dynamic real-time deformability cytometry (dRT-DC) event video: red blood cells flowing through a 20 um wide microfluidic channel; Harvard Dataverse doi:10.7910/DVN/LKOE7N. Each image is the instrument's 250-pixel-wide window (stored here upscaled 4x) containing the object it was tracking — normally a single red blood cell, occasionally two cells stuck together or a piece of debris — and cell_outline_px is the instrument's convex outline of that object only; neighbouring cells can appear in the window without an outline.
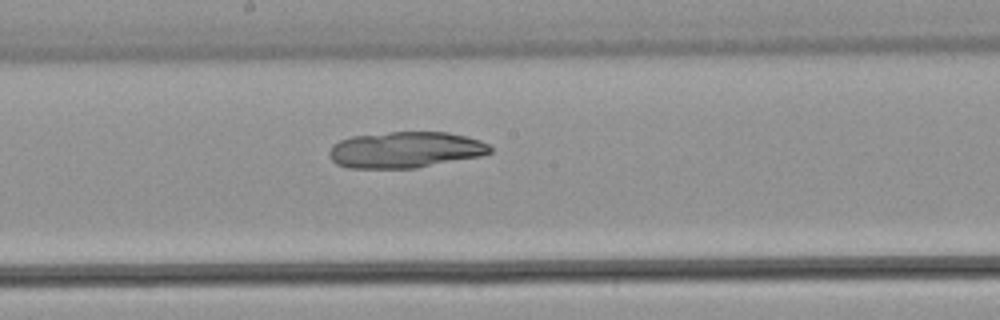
{"species": "common noctule bat (a hibernating species)", "species_latin": "Nyctalus noctula", "temperature_condition": "warm", "stored_images_in_passage": 37, "camera_frame_rate_fps": 3000, "um_per_image_px": 0.085, "animal": {"sex": "male", "body_mass_g": 21.5, "forearm_length_mm": 52.0}, "frame": {"image": 1, "passage_image": 19, "time_ms": 6.0, "image_size_px": [1000, 320], "cell_outline_px": [[492, 152], [480, 156], [416, 168], [348, 168], [336, 164], [328, 156], [328, 152], [332, 144], [340, 140], [352, 136], [392, 132], [448, 132], [480, 140], [488, 144], [492, 148]], "centroid_in_image_um": [34.43, 12.74], "position_along_channel_um": 213.8, "area_um2": 33.99}}
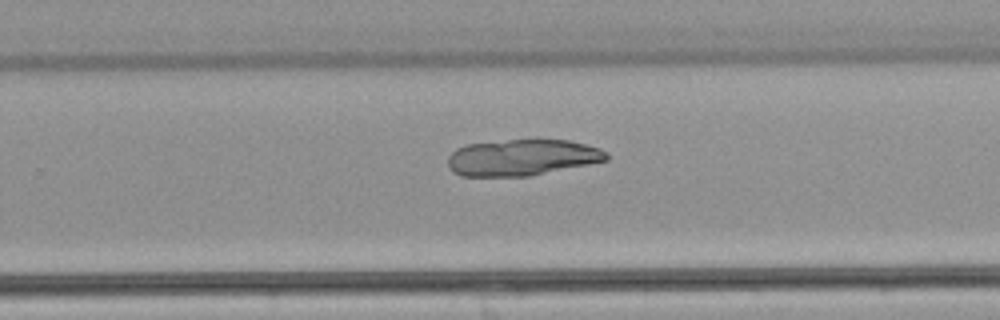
{"frame": {"image": 2, "passage_image": 23, "time_ms": 7.333, "image_size_px": [1000, 320], "cell_outline_px": [[608, 160], [528, 176], [460, 176], [452, 172], [448, 168], [448, 156], [456, 148], [468, 144], [508, 140], [568, 140], [600, 148], [608, 152]], "centroid_in_image_um": [44.34, 13.39], "position_along_channel_um": 285.5, "area_um2": 33.41}}
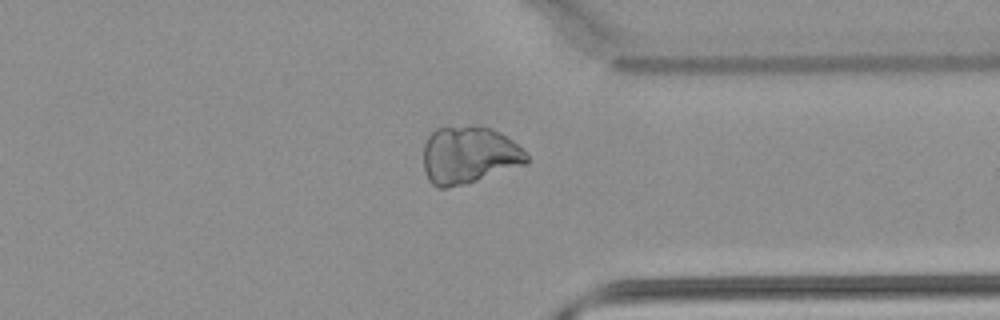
{"frame": {"image": 3, "passage_image": 28, "time_ms": 9.0, "image_size_px": [1000, 320], "cell_outline_px": [[528, 164], [464, 184], [448, 188], [436, 188], [428, 180], [424, 168], [424, 144], [428, 136], [436, 128], [472, 124], [488, 128], [500, 132], [512, 140], [528, 156]], "centroid_in_image_um": [39.84, 13.17], "position_along_channel_um": 371.6, "area_um2": 34.74}}